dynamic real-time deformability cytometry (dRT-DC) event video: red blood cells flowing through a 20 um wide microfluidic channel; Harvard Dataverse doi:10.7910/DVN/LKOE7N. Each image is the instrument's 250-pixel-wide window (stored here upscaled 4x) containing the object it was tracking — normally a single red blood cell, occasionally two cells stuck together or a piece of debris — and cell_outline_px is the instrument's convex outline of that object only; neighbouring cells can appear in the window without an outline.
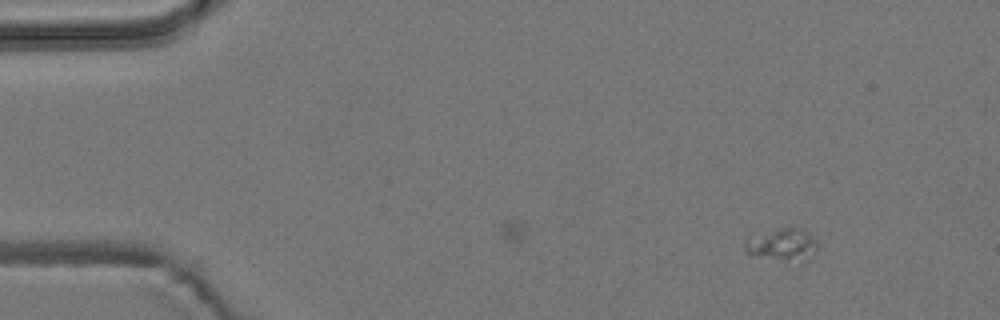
{"species": "common noctule bat (a hibernating species)", "species_latin": "Nyctalus noctula", "temperature_condition": "room temperature", "stored_images_in_passage": 4, "segment_of_instrument_passage": [1, 2], "camera_frame_rate_fps": 3000, "um_per_image_px": 0.085, "animal": {"sex": "male", "body_mass_g": 19.2, "forearm_length_mm": 51.8}, "frame": {"image": 1, "passage_image": 1, "time_ms": 0.0, "image_size_px": [1000, 320], "cell_outline_px": [[816, 248], [808, 260], [804, 260], [756, 256], [748, 252], [744, 248], [744, 244], [748, 236], [780, 228], [800, 228], [808, 232], [816, 240]], "centroid_in_image_um": [66.48, 20.75], "position_along_channel_um": 18.5, "area_um2": 13.12}}